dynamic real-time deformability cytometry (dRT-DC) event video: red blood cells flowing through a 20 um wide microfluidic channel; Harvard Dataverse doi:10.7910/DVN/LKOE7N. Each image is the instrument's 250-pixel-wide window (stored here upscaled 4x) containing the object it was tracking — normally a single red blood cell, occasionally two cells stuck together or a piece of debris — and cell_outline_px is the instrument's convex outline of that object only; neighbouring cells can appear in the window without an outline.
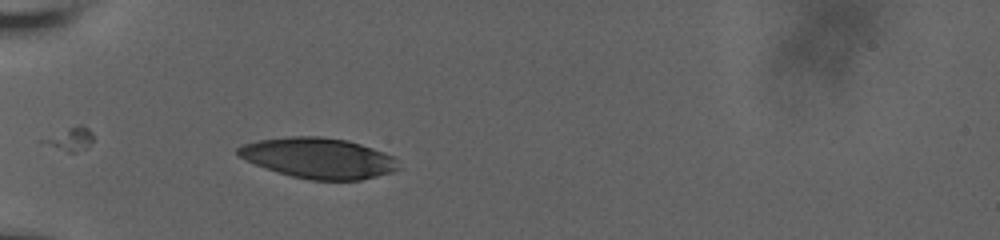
{"species": "human", "species_latin": "Homo sapiens", "temperature_condition": "room temperature", "stored_images_in_passage": 9, "camera_frame_rate_fps": 3000, "um_per_image_px": 0.085, "donor": {"sex": "male"}, "frame": {"image": 1, "passage_image": 1, "time_ms": 0.0, "image_size_px": [1000, 240], "cell_outline_px": [[400, 168], [392, 172], [360, 180], [312, 180], [292, 176], [256, 164], [240, 156], [236, 152], [236, 148], [244, 144], [256, 140], [288, 136], [320, 136], [348, 140], [384, 152], [392, 156], [396, 160]], "centroid_in_image_um": [27.09, 13.42], "position_along_channel_um": 57.9, "area_um2": 37.63}}
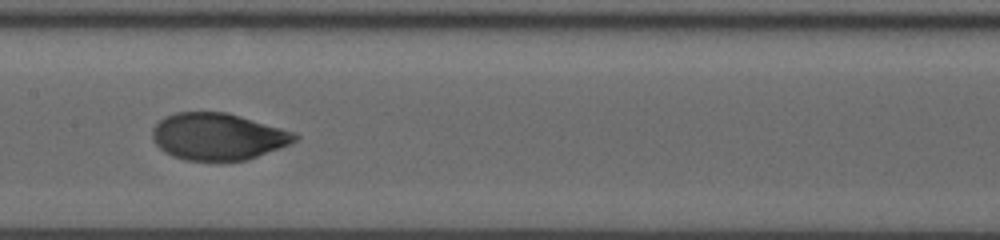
{"frame": {"image": 2, "passage_image": 6, "time_ms": 4.0, "image_size_px": [1000, 240], "cell_outline_px": [[300, 136], [296, 140], [280, 148], [248, 160], [184, 160], [172, 156], [164, 152], [156, 144], [152, 136], [152, 128], [160, 120], [176, 112], [228, 112], [280, 128], [292, 132]], "centroid_in_image_um": [18.5, 11.61], "position_along_channel_um": 188.9, "area_um2": 38.67}}
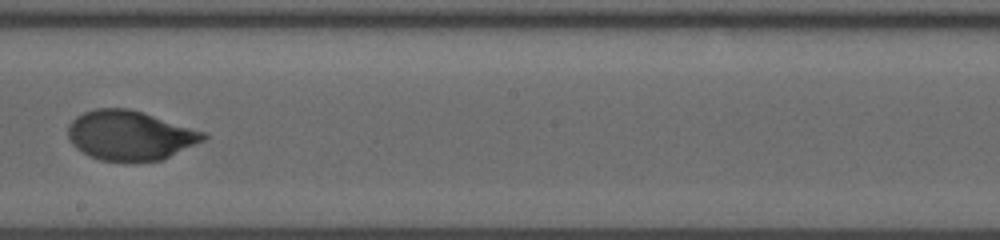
{"frame": {"image": 3, "passage_image": 8, "time_ms": 5.333, "image_size_px": [1000, 240], "cell_outline_px": [[208, 136], [204, 140], [160, 160], [124, 164], [100, 160], [88, 156], [76, 148], [72, 144], [68, 136], [68, 124], [76, 116], [84, 112], [96, 108], [128, 108], [144, 112], [208, 132]], "centroid_in_image_um": [11.04, 11.53], "position_along_channel_um": 237.2, "area_um2": 39.88}}